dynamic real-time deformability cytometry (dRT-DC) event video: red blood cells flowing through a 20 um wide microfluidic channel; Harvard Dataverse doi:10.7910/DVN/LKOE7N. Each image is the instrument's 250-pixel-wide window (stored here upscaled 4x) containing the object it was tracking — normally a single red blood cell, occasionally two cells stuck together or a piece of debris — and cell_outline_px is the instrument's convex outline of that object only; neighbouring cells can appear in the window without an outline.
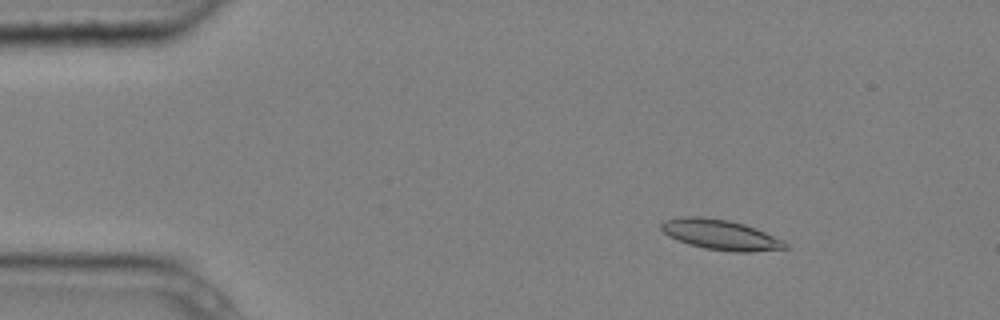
{"species": "common noctule bat (a hibernating species)", "species_latin": "Nyctalus noctula", "temperature_condition": "cold", "stored_images_in_passage": 5, "camera_frame_rate_fps": 3000, "um_per_image_px": 0.085, "animal": {"sex": "male", "body_mass_g": 20.4}, "frame": {"image": 1, "passage_image": 3, "time_ms": 0.667, "image_size_px": [1000, 320], "cell_outline_px": [[788, 248], [752, 252], [732, 252], [704, 248], [688, 244], [668, 236], [660, 228], [660, 224], [664, 220], [680, 216], [700, 216], [728, 220], [744, 224], [756, 228], [784, 240], [788, 244]], "centroid_in_image_um": [61.24, 19.95], "position_along_channel_um": 23.8, "area_um2": 22.02}}